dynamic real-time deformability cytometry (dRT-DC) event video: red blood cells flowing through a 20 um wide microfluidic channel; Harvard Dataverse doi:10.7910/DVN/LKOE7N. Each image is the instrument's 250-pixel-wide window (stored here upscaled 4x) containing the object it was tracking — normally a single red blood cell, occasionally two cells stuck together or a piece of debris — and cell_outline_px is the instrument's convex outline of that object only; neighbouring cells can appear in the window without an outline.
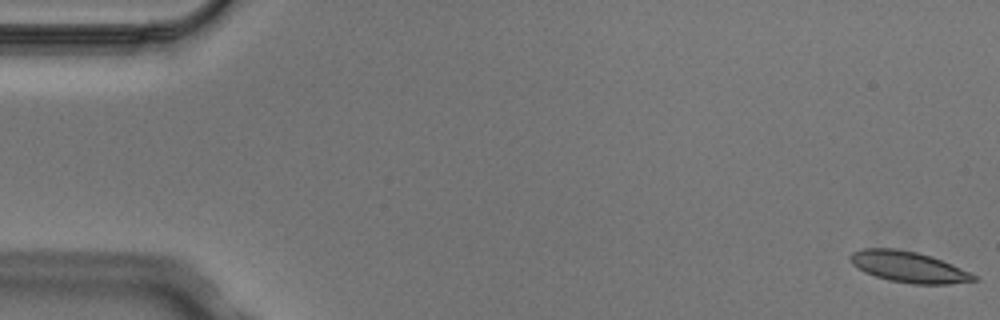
{"species": "Egyptian fruit bat (a non-hibernating species)", "species_latin": "Rousettus aegyptiacus", "temperature_condition": "cold", "stored_images_in_passage": 5, "camera_frame_rate_fps": 3000, "um_per_image_px": 0.085, "animal": {"sex": "male"}, "frame": {"image": 1, "passage_image": 1, "time_ms": 0.0, "image_size_px": [1000, 320], "cell_outline_px": [[980, 280], [948, 284], [912, 284], [888, 280], [864, 272], [856, 268], [848, 260], [848, 256], [852, 252], [864, 248], [896, 248], [916, 252], [932, 256], [952, 264], [976, 276]], "centroid_in_image_um": [77.18, 22.68], "position_along_channel_um": 7.8, "area_um2": 22.43}}
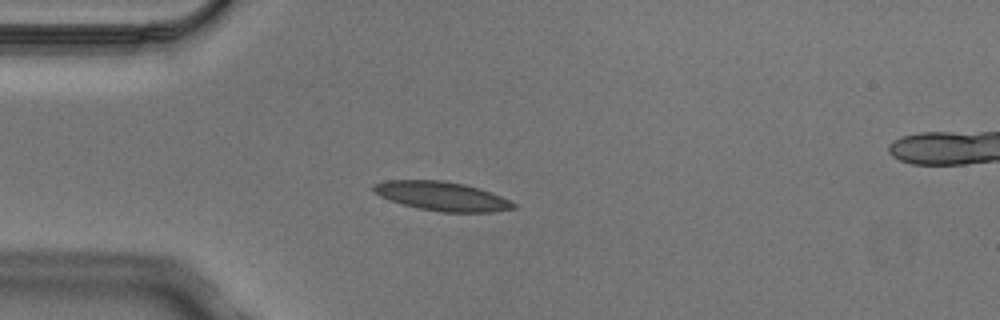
{"frame": {"image": 2, "passage_image": 4, "time_ms": 1.0, "image_size_px": [1000, 320], "cell_outline_px": [[516, 208], [496, 212], [440, 212], [420, 208], [404, 204], [380, 196], [372, 188], [372, 184], [384, 180], [444, 180], [464, 184], [480, 188], [500, 196], [516, 204]], "centroid_in_image_um": [37.58, 16.67], "position_along_channel_um": 47.4, "area_um2": 23.58}}